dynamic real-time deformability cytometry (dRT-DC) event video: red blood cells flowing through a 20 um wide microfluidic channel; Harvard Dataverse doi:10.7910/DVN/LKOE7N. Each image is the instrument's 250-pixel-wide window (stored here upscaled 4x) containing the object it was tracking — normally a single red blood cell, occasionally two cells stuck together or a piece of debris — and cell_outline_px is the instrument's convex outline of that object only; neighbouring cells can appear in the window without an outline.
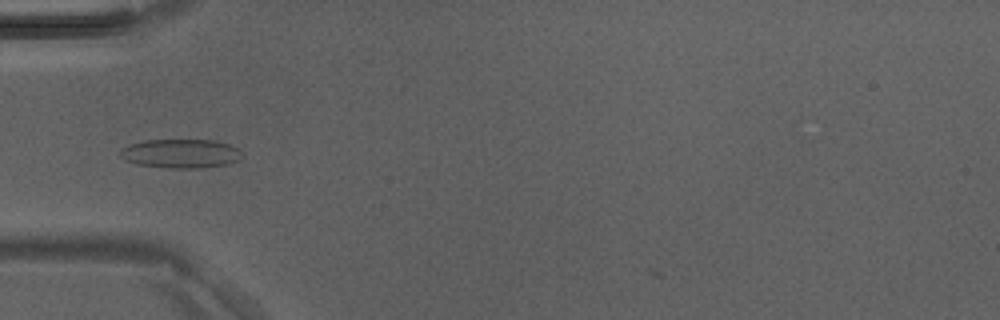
{"species": "Egyptian fruit bat (a non-hibernating species)", "species_latin": "Rousettus aegyptiacus", "temperature_condition": "room temperature", "stored_images_in_passage": 5, "camera_frame_rate_fps": 3000, "um_per_image_px": 0.085, "animal": {"sex": "male"}, "frame": {"image": 1, "passage_image": 4, "time_ms": 1.0, "image_size_px": [1000, 320], "cell_outline_px": [[240, 160], [228, 164], [200, 168], [168, 168], [136, 164], [124, 160], [120, 156], [120, 148], [128, 144], [144, 140], [216, 140], [240, 148]], "centroid_in_image_um": [15.34, 13.05], "position_along_channel_um": 69.7, "area_um2": 20.81}}